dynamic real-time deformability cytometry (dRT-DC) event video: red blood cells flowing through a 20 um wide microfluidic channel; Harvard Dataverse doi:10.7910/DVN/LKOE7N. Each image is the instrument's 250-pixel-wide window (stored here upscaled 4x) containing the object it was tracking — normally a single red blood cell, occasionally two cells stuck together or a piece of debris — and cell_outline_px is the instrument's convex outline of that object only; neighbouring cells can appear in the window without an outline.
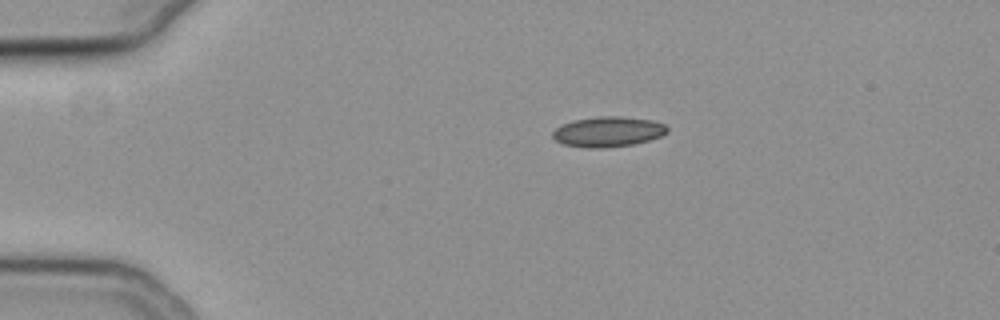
{"species": "common noctule bat (a hibernating species)", "species_latin": "Nyctalus noctula", "temperature_condition": "cold", "stored_images_in_passage": 44, "camera_frame_rate_fps": 3000, "um_per_image_px": 0.085, "animal": {"sex": "female", "body_mass_g": 19.3, "forearm_length_mm": 54.1}, "frame": {"image": 1, "passage_image": 1, "time_ms": 0.0, "image_size_px": [1000, 320], "cell_outline_px": [[668, 132], [660, 136], [648, 140], [632, 144], [600, 148], [588, 148], [564, 144], [556, 140], [552, 136], [552, 132], [556, 128], [572, 120], [600, 116], [620, 116], [652, 120], [664, 124], [668, 128]], "centroid_in_image_um": [51.68, 11.19], "position_along_channel_um": 33.3, "area_um2": 20.0}}
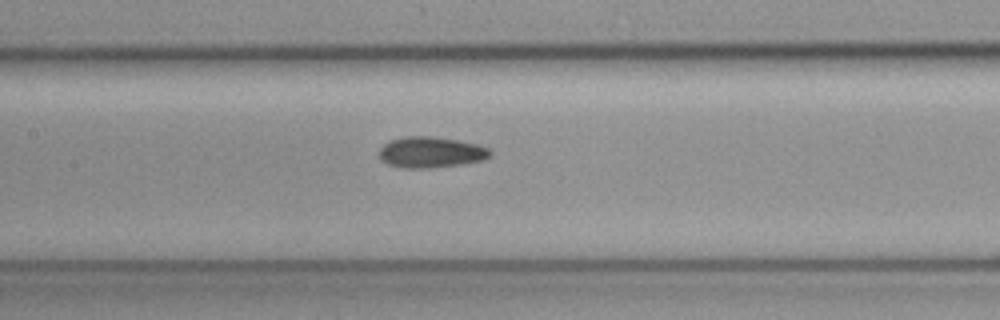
{"frame": {"image": 2, "passage_image": 16, "time_ms": 5.0, "image_size_px": [1000, 320], "cell_outline_px": [[492, 152], [488, 156], [480, 160], [460, 164], [428, 168], [404, 168], [388, 164], [380, 160], [380, 148], [384, 144], [392, 140], [408, 136], [432, 136], [456, 140], [476, 144], [488, 148]], "centroid_in_image_um": [36.58, 12.94], "position_along_channel_um": 170.8, "area_um2": 19.65}}
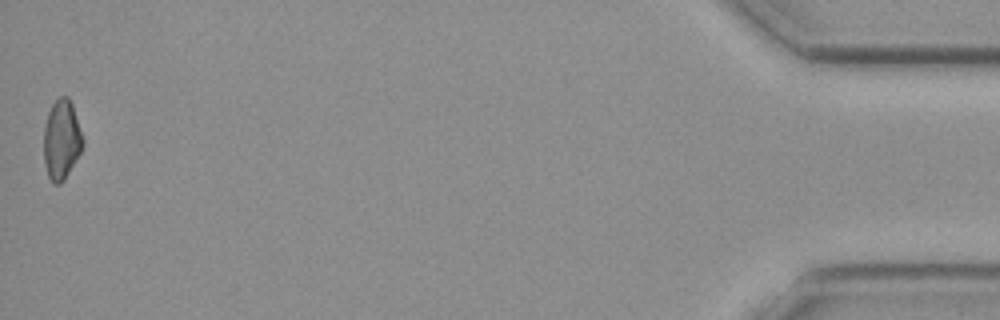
{"frame": {"image": 3, "passage_image": 44, "time_ms": 14.333, "image_size_px": [1000, 320], "cell_outline_px": [[84, 144], [80, 152], [64, 180], [60, 184], [52, 184], [48, 176], [44, 164], [44, 128], [48, 112], [52, 104], [60, 96], [68, 96], [72, 104], [84, 140]], "centroid_in_image_um": [5.22, 11.88], "position_along_channel_um": 430.0, "area_um2": 18.09}, "authors_computed_cell_mechanics": {"area_um2": 18.785, "velocity_mm_per_s": 3.8165, "shape_relaxation_time_tau1_ms": null, "shape_relaxation_time_tau2_ms": 6.0889, "deformation_change_tau1": null, "deformation_change_tau2": 0.117}}